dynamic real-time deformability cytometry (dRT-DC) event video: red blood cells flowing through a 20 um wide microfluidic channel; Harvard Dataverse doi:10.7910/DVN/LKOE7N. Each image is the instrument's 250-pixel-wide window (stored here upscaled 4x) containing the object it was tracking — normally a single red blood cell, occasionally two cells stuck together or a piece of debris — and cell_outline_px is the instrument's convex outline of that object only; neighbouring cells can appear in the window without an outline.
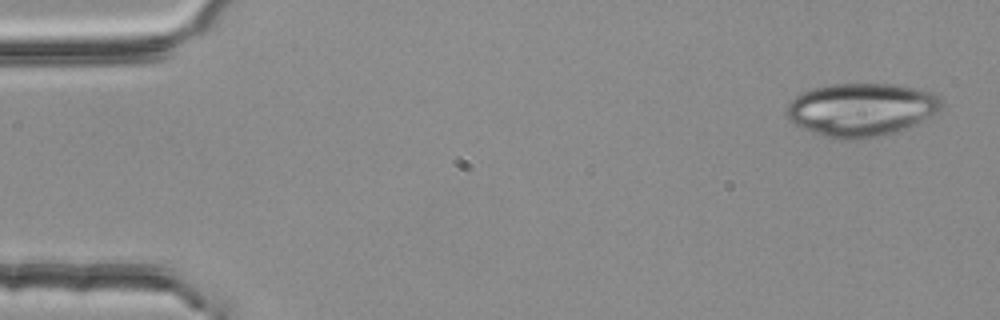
{"species": "common noctule bat (a hibernating species)", "species_latin": "Nyctalus noctula", "temperature_condition": "room temperature", "stored_images_in_passage": 6, "camera_frame_rate_fps": 3000, "um_per_image_px": 0.085, "animal": {"sex": "female", "body_mass_g": 25.1}, "frame": {"image": 1, "passage_image": 1, "time_ms": 0.0, "image_size_px": [1000, 320], "cell_outline_px": [[944, 104], [940, 112], [920, 124], [884, 136], [860, 140], [836, 140], [800, 128], [792, 124], [788, 120], [784, 112], [788, 104], [796, 96], [812, 88], [832, 84], [896, 84], [920, 88], [936, 92], [944, 100]], "centroid_in_image_um": [73.28, 9.34], "position_along_channel_um": 11.7, "area_um2": 49.53}}